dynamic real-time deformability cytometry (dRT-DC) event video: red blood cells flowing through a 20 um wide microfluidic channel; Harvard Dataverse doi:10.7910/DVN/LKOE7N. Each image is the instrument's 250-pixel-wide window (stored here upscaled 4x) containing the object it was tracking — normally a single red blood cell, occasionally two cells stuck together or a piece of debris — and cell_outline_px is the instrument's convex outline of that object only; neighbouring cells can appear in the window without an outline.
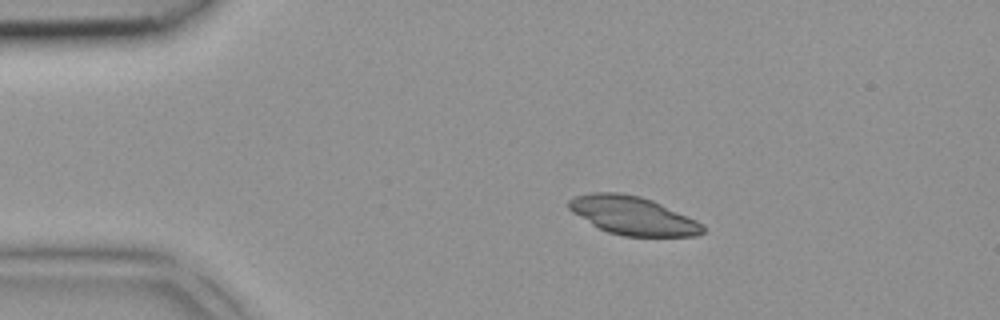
{"species": "common noctule bat (a hibernating species)", "species_latin": "Nyctalus noctula", "temperature_condition": "room temperature", "stored_images_in_passage": 3, "camera_frame_rate_fps": 3000, "um_per_image_px": 0.085, "animal": {"sex": "female", "body_mass_g": 18.4}, "frame": {"image": 1, "passage_image": 2, "time_ms": 0.333, "image_size_px": [1000, 320], "cell_outline_px": [[704, 232], [696, 236], [624, 236], [608, 232], [592, 224], [572, 212], [568, 208], [568, 200], [576, 196], [588, 192], [620, 192], [640, 196], [652, 200], [696, 220], [704, 224]], "centroid_in_image_um": [53.78, 18.32], "position_along_channel_um": 31.2, "area_um2": 29.82}}